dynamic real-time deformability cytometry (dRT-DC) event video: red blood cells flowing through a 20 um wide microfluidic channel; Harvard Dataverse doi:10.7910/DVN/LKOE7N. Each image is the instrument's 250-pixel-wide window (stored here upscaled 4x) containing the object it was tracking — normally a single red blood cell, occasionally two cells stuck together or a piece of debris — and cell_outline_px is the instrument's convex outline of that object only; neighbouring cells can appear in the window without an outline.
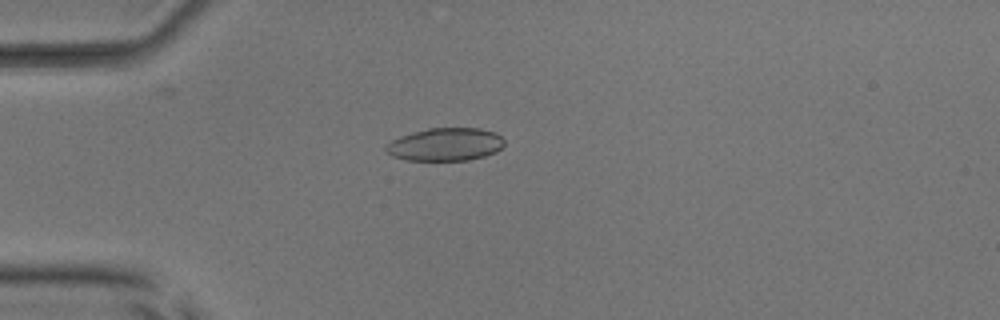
{"species": "common noctule bat (a hibernating species)", "species_latin": "Nyctalus noctula", "temperature_condition": "room temperature", "stored_images_in_passage": 38, "camera_frame_rate_fps": 3000, "um_per_image_px": 0.085, "animal": {"sex": "male", "body_mass_g": 17.9, "forearm_length_mm": 54.2}, "frame": {"image": 1, "passage_image": 1, "time_ms": 0.0, "image_size_px": [1000, 320], "cell_outline_px": [[504, 144], [496, 152], [484, 156], [468, 160], [408, 160], [392, 156], [384, 148], [392, 140], [400, 136], [412, 132], [428, 128], [480, 128], [496, 132], [504, 140]], "centroid_in_image_um": [37.87, 12.27], "position_along_channel_um": 47.1, "area_um2": 22.66}}
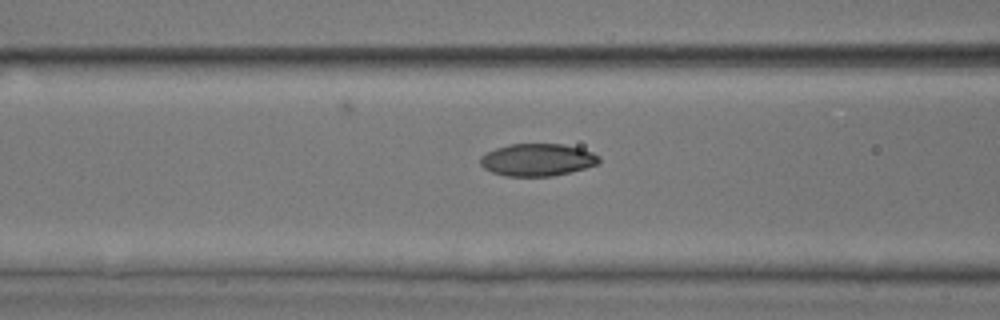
{"frame": {"image": 2, "passage_image": 8, "time_ms": 2.333, "image_size_px": [1000, 320], "cell_outline_px": [[600, 160], [596, 164], [584, 168], [552, 176], [504, 176], [492, 172], [484, 168], [480, 164], [480, 156], [496, 148], [512, 144], [564, 144], [580, 148], [592, 152], [600, 156]], "centroid_in_image_um": [45.66, 13.58], "position_along_channel_um": 120.9, "area_um2": 22.25}}
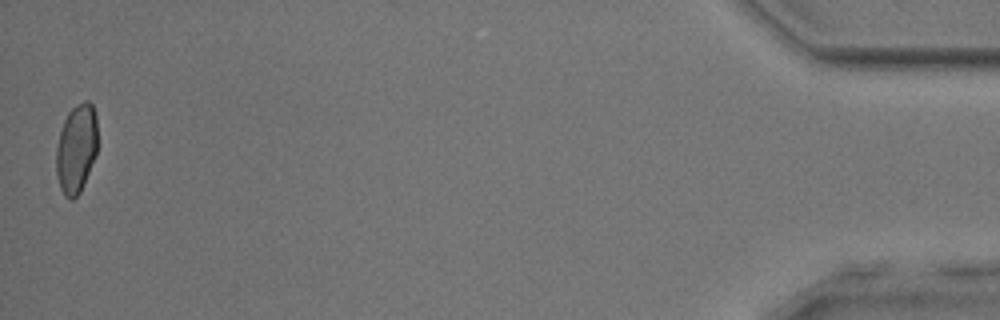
{"frame": {"image": 3, "passage_image": 38, "time_ms": 12.333, "image_size_px": [1000, 320], "cell_outline_px": [[96, 156], [80, 192], [72, 200], [68, 200], [64, 196], [60, 188], [56, 176], [56, 148], [60, 132], [64, 120], [68, 112], [76, 104], [84, 100], [88, 100], [92, 104], [96, 116]], "centroid_in_image_um": [6.47, 12.64], "position_along_channel_um": 428.7, "area_um2": 21.56}, "authors_computed_cell_mechanics": {"area_um2": 22.0796, "velocity_mm_per_s": 3.9934, "shape_relaxation_time_tau1_ms": 4.409, "shape_relaxation_time_tau2_ms": 2.6665, "deformation_change_tau1": 0.1494, "deformation_change_tau2": 0.0568}}